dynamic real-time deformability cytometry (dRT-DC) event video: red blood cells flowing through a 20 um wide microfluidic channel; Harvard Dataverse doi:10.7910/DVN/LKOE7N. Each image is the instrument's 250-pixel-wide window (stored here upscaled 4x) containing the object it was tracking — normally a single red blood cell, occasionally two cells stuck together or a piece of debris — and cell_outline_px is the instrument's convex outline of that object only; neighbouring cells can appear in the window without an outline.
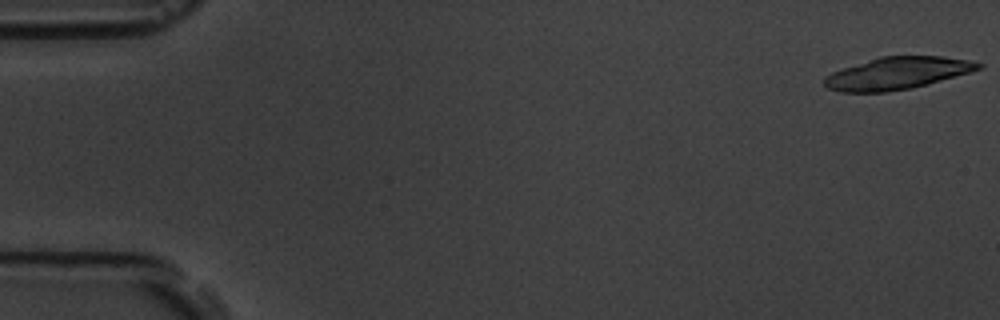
{"species": "common noctule bat (a hibernating species)", "species_latin": "Nyctalus noctula", "temperature_condition": "room temperature", "stored_images_in_passage": 5, "camera_frame_rate_fps": 3000, "um_per_image_px": 0.085, "animal": {"sex": "male", "body_mass_g": 19.5, "forearm_length_mm": 54.6}, "frame": {"image": 1, "passage_image": 1, "time_ms": 0.0, "image_size_px": [1000, 320], "cell_outline_px": [[984, 64], [980, 68], [972, 72], [928, 84], [912, 88], [884, 92], [840, 92], [828, 88], [824, 84], [824, 76], [832, 72], [880, 56], [944, 56], [968, 60]], "centroid_in_image_um": [76.28, 6.23], "position_along_channel_um": 8.7, "area_um2": 28.84}}